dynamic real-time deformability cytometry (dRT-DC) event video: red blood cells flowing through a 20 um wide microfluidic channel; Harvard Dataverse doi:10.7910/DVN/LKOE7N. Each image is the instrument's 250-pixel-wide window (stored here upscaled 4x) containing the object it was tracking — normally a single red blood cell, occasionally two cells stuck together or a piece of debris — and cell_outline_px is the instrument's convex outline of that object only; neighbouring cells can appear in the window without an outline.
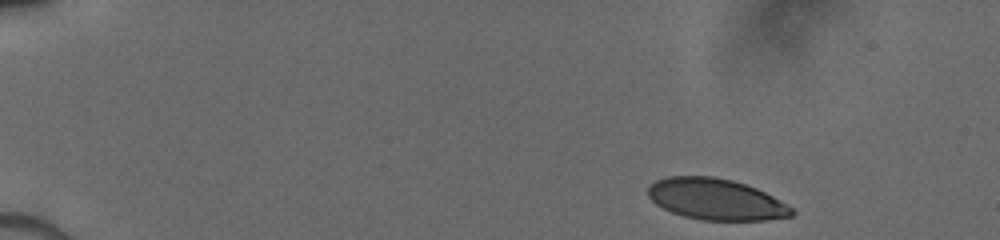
{"species": "human", "species_latin": "Homo sapiens", "temperature_condition": "cold", "stored_images_in_passage": 14, "camera_frame_rate_fps": 3000, "um_per_image_px": 0.085, "donor": {"sex": "male"}, "frame": {"image": 1, "passage_image": 1, "time_ms": 0.0, "image_size_px": [1000, 240], "cell_outline_px": [[796, 212], [792, 216], [768, 220], [700, 220], [684, 216], [672, 212], [656, 204], [648, 196], [648, 188], [656, 180], [668, 176], [716, 176], [732, 180], [756, 188], [788, 204]], "centroid_in_image_um": [60.87, 16.94], "position_along_channel_um": 24.1, "area_um2": 34.51}}
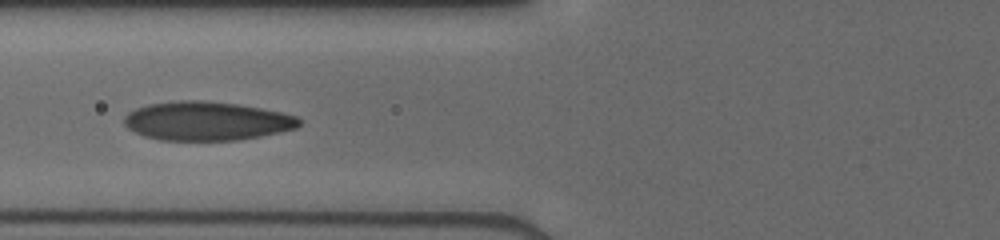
{"frame": {"image": 2, "passage_image": 12, "time_ms": 5.0, "image_size_px": [1000, 240], "cell_outline_px": [[300, 124], [296, 128], [280, 132], [240, 140], [160, 140], [144, 136], [128, 128], [124, 124], [124, 116], [128, 112], [136, 108], [148, 104], [180, 100], [200, 100], [236, 104], [260, 108], [280, 112], [296, 116], [300, 120]], "centroid_in_image_um": [17.54, 10.29], "position_along_channel_um": 108.3, "area_um2": 39.48}}
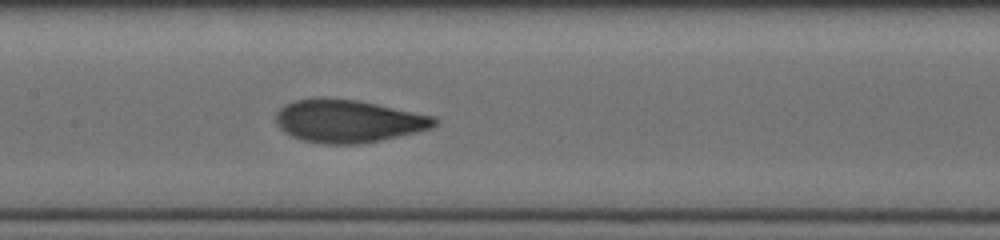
{"frame": {"image": 3, "passage_image": 14, "time_ms": 6.667, "image_size_px": [1000, 240], "cell_outline_px": [[440, 120], [432, 128], [416, 132], [380, 140], [360, 144], [324, 144], [300, 140], [284, 132], [276, 124], [276, 112], [284, 104], [296, 100], [320, 96], [356, 100], [436, 116]], "centroid_in_image_um": [29.58, 10.28], "position_along_channel_um": 177.8, "area_um2": 39.88}}